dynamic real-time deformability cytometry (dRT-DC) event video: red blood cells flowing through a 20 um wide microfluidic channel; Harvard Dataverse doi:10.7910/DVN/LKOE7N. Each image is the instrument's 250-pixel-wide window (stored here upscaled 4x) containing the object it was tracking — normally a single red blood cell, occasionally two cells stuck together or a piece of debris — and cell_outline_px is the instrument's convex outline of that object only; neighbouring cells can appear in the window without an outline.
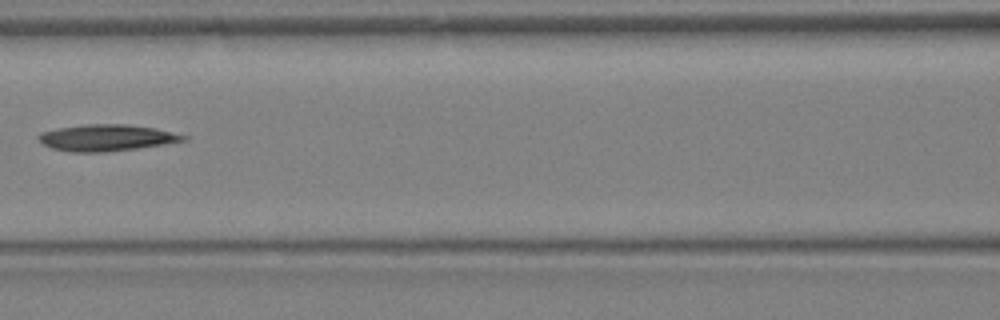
{"species": "Egyptian fruit bat (a non-hibernating species)", "species_latin": "Rousettus aegyptiacus", "temperature_condition": "warm", "stored_images_in_passage": 27, "camera_frame_rate_fps": 3000, "um_per_image_px": 0.085, "animal": {"sex": "female"}, "frame": {"image": 1, "passage_image": 12, "time_ms": 3.667, "image_size_px": [1000, 320], "cell_outline_px": [[188, 140], [164, 144], [136, 148], [104, 152], [72, 152], [52, 148], [44, 144], [36, 136], [40, 132], [60, 128], [84, 124], [124, 124], [156, 128], [188, 136]], "centroid_in_image_um": [9.07, 11.7], "position_along_channel_um": 157.5, "area_um2": 22.2}}
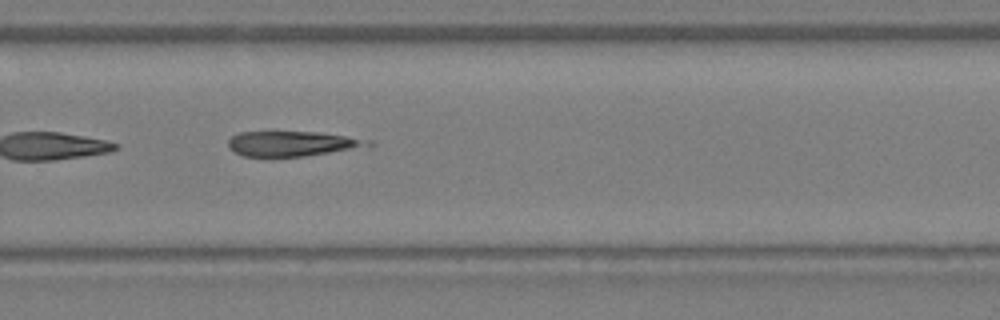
{"frame": {"image": 2, "passage_image": 19, "time_ms": 6.0, "image_size_px": [1000, 320], "cell_outline_px": [[360, 144], [348, 148], [328, 152], [304, 156], [244, 156], [236, 152], [228, 144], [228, 140], [232, 136], [240, 132], [316, 132], [344, 136], [356, 140]], "centroid_in_image_um": [24.48, 12.2], "position_along_channel_um": 305.3, "area_um2": 18.73}}